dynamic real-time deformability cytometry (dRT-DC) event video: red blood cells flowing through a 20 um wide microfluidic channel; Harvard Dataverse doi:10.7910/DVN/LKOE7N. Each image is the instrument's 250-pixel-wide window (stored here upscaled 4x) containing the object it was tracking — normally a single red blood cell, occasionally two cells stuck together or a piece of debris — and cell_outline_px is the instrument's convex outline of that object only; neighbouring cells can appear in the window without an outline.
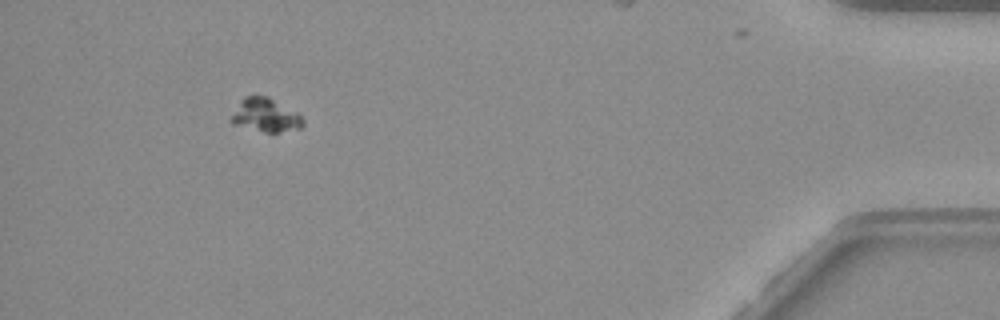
{"species": "common noctule bat (a hibernating species)", "species_latin": "Nyctalus noctula", "temperature_condition": "warm", "stored_images_in_passage": 45, "camera_frame_rate_fps": 3000, "um_per_image_px": 0.085, "animal": {"sex": "female", "body_mass_g": 19.3, "forearm_length_mm": 54.1}, "frame": {"image": 1, "passage_image": 41, "time_ms": 13.333, "image_size_px": [1000, 320], "cell_outline_px": [[304, 124], [300, 128], [280, 132], [264, 132], [232, 124], [228, 120], [240, 100], [244, 96], [268, 96], [296, 112], [304, 120]], "centroid_in_image_um": [22.53, 9.79], "position_along_channel_um": 412.7, "area_um2": 14.05}}